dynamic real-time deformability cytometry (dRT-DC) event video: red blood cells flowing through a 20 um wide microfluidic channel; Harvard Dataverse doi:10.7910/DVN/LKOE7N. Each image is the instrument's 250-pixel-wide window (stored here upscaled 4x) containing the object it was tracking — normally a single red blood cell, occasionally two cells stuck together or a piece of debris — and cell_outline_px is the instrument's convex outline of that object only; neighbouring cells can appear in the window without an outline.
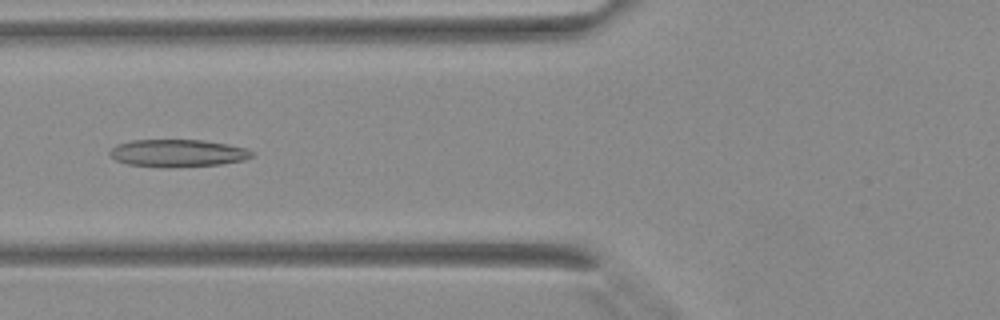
{"species": "Egyptian fruit bat (a non-hibernating species)", "species_latin": "Rousettus aegyptiacus", "temperature_condition": "warm", "stored_images_in_passage": 40, "camera_frame_rate_fps": 3000, "um_per_image_px": 0.085, "animal": {"sex": "female"}, "frame": {"image": 1, "passage_image": 15, "time_ms": 4.667, "image_size_px": [1000, 320], "cell_outline_px": [[252, 156], [244, 160], [220, 164], [168, 168], [160, 168], [128, 164], [116, 160], [108, 152], [116, 144], [132, 140], [204, 140], [228, 144], [244, 148], [252, 152]], "centroid_in_image_um": [15.07, 13.02], "position_along_channel_um": 110.7, "area_um2": 22.77}}
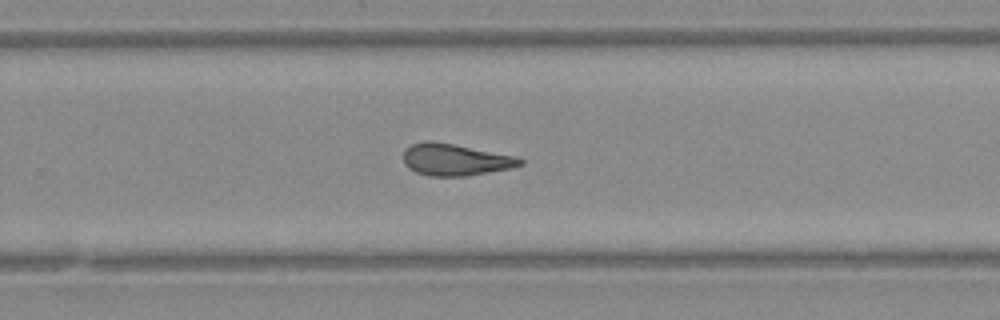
{"frame": {"image": 2, "passage_image": 26, "time_ms": 8.333, "image_size_px": [1000, 320], "cell_outline_px": [[524, 164], [512, 168], [464, 176], [432, 176], [416, 172], [408, 168], [404, 164], [404, 148], [412, 144], [428, 140], [432, 140], [520, 156], [524, 160]], "centroid_in_image_um": [38.73, 13.56], "position_along_channel_um": 291.1, "area_um2": 21.91}}
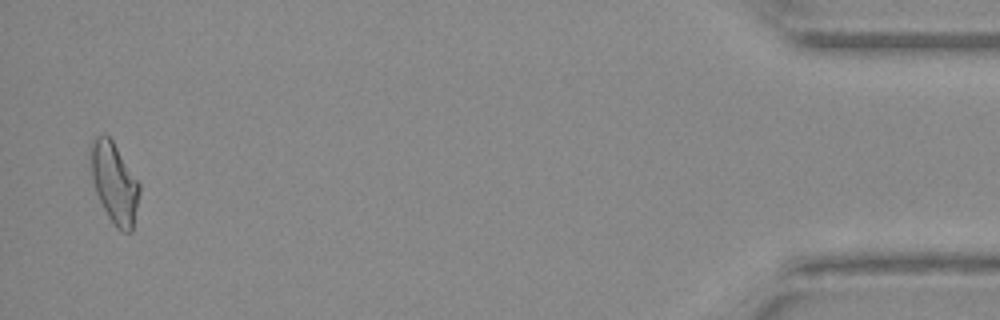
{"frame": {"image": 3, "passage_image": 39, "time_ms": 12.667, "image_size_px": [1000, 320], "cell_outline_px": [[140, 192], [132, 232], [124, 232], [116, 228], [108, 216], [96, 192], [92, 180], [92, 144], [96, 136], [108, 136], [112, 140], [140, 184]], "centroid_in_image_um": [9.76, 15.61], "position_along_channel_um": 425.4, "area_um2": 22.25}}